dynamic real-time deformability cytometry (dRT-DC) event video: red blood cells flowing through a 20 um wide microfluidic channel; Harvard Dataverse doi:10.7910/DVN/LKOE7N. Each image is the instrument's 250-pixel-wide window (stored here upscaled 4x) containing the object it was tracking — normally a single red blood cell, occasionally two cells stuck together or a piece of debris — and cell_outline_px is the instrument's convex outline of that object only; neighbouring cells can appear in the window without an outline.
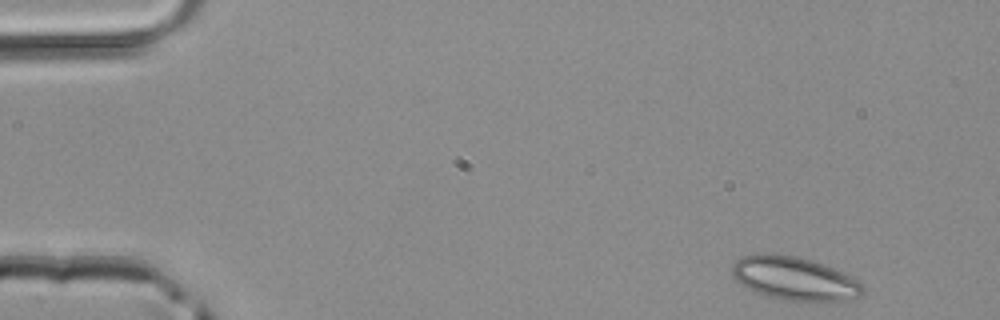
{"species": "common noctule bat (a hibernating species)", "species_latin": "Nyctalus noctula", "temperature_condition": "room temperature", "stored_images_in_passage": 45, "segment_of_instrument_passage": [1, 2], "camera_frame_rate_fps": 3000, "um_per_image_px": 0.085, "animal": {"sex": "male", "body_mass_g": 20.4}, "frame": {"image": 1, "passage_image": 1, "time_ms": 0.0, "image_size_px": [1000, 320], "cell_outline_px": [[864, 292], [860, 296], [840, 300], [784, 300], [768, 296], [756, 292], [740, 284], [732, 276], [732, 264], [736, 260], [744, 256], [760, 252], [768, 252], [800, 256], [824, 264], [856, 280], [864, 288]], "centroid_in_image_um": [67.45, 23.63], "position_along_channel_um": 17.6, "area_um2": 32.83}}
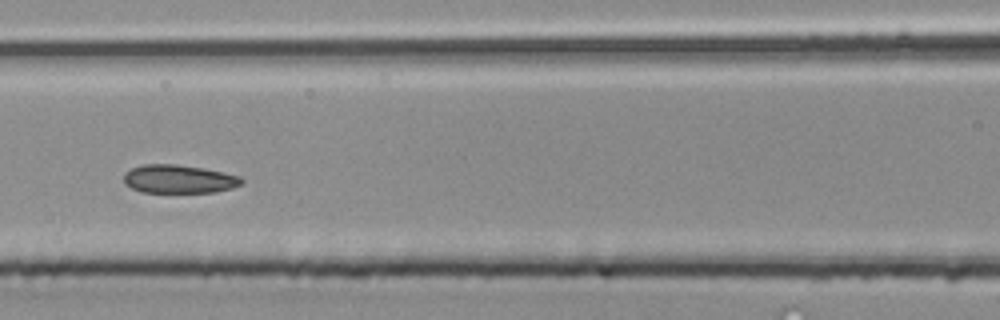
{"frame": {"image": 2, "passage_image": 18, "time_ms": 5.667, "image_size_px": [1000, 320], "cell_outline_px": [[244, 180], [240, 184], [232, 188], [216, 192], [140, 192], [124, 184], [124, 172], [132, 168], [144, 164], [176, 164], [204, 168], [224, 172], [240, 176]], "centroid_in_image_um": [15.2, 15.21], "position_along_channel_um": 151.4, "area_um2": 19.59}}
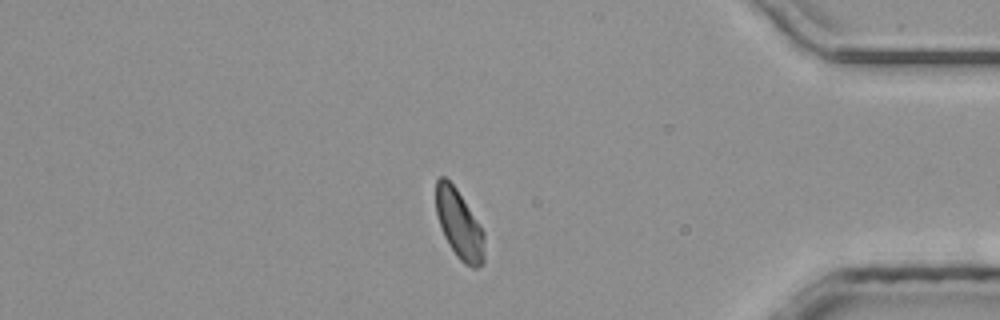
{"frame": {"image": 3, "passage_image": 37, "time_ms": 12.0, "image_size_px": [1000, 320], "cell_outline_px": [[484, 264], [476, 268], [472, 268], [464, 264], [456, 256], [448, 244], [444, 236], [436, 212], [436, 180], [440, 176], [444, 176], [456, 188], [484, 232]], "centroid_in_image_um": [39.03, 19.11], "position_along_channel_um": 396.2, "area_um2": 19.36}}